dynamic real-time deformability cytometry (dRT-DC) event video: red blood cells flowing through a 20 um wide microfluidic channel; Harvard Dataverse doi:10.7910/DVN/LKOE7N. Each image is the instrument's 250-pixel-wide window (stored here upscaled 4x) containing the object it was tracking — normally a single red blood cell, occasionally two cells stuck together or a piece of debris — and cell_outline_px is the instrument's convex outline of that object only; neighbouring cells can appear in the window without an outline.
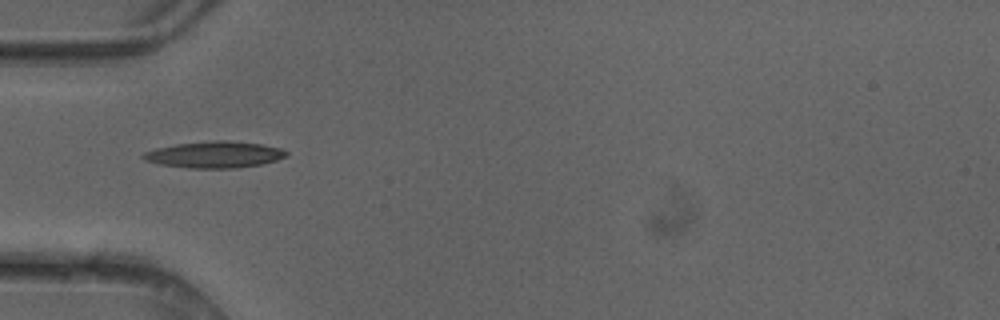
{"species": "common noctule bat (a hibernating species)", "species_latin": "Nyctalus noctula", "temperature_condition": "cold", "stored_images_in_passage": 34, "camera_frame_rate_fps": 3000, "um_per_image_px": 0.085, "animal": {"sex": "female"}, "frame": {"image": 1, "passage_image": 1, "time_ms": 0.0, "image_size_px": [1000, 320], "cell_outline_px": [[288, 156], [276, 160], [260, 164], [236, 168], [188, 168], [160, 164], [144, 160], [140, 156], [144, 152], [156, 148], [176, 144], [212, 140], [228, 140], [260, 144], [280, 148], [288, 152]], "centroid_in_image_um": [18.22, 13.14], "position_along_channel_um": 66.8, "area_um2": 22.08}}
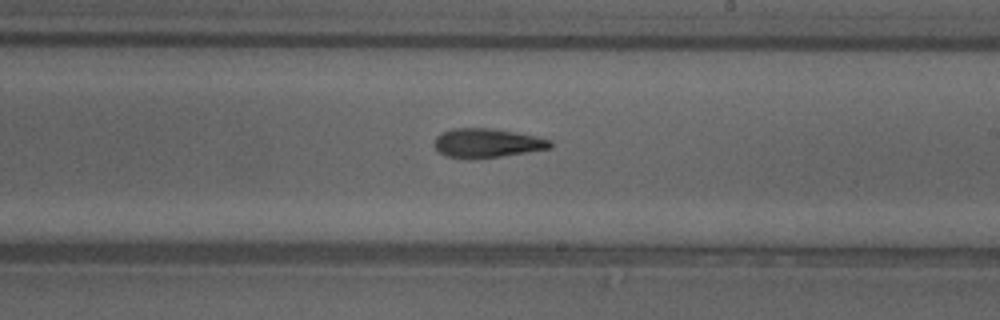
{"frame": {"image": 2, "passage_image": 14, "time_ms": 4.333, "image_size_px": [1000, 320], "cell_outline_px": [[552, 148], [528, 152], [472, 160], [448, 156], [436, 152], [436, 136], [440, 132], [452, 128], [492, 128], [536, 136], [552, 140]], "centroid_in_image_um": [41.39, 12.16], "position_along_channel_um": 247.6, "area_um2": 19.83}}
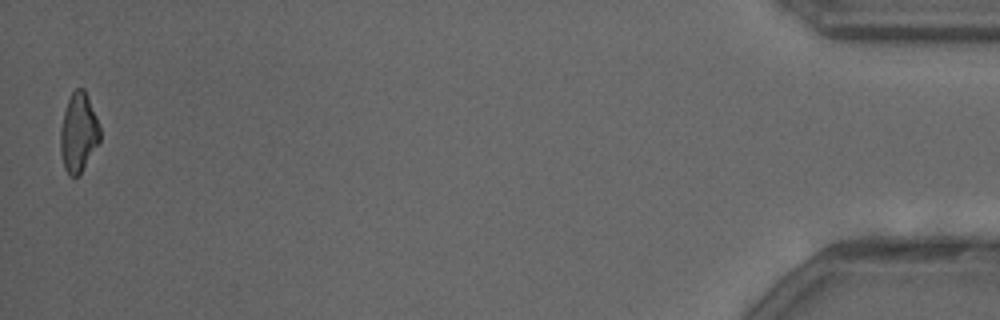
{"frame": {"image": 3, "passage_image": 34, "time_ms": 11.0, "image_size_px": [1000, 320], "cell_outline_px": [[100, 140], [80, 172], [76, 176], [68, 176], [64, 168], [60, 152], [60, 128], [64, 112], [68, 100], [72, 92], [76, 88], [84, 88], [88, 96], [100, 124]], "centroid_in_image_um": [6.66, 11.24], "position_along_channel_um": 428.5, "area_um2": 18.15}, "authors_computed_cell_mechanics": {"area_um2": 19.4497, "velocity_mm_per_s": 4.1672, "shape_relaxation_time_tau1_ms": 8.0905, "shape_relaxation_time_tau2_ms": 5.61, "deformation_change_tau1": 0.2288, "deformation_change_tau2": 0.1736}}